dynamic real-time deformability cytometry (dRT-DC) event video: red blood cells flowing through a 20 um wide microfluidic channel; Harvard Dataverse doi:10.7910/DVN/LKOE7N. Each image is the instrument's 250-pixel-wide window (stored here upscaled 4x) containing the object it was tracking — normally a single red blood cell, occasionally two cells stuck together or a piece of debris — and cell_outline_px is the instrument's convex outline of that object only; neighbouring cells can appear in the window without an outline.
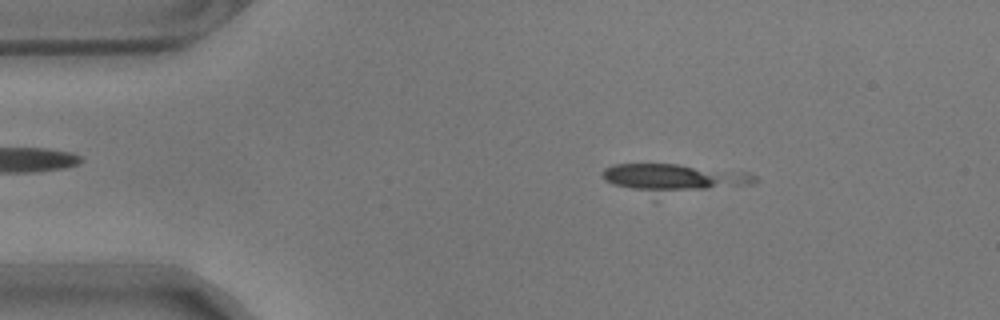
{"species": "common noctule bat (a hibernating species)", "species_latin": "Nyctalus noctula", "temperature_condition": "warm", "stored_images_in_passage": 8, "camera_frame_rate_fps": 3000, "um_per_image_px": 0.085, "animal": {"sex": "male", "body_mass_g": 17.9}, "frame": {"image": 1, "passage_image": 2, "time_ms": 0.333, "image_size_px": [1000, 320], "cell_outline_px": [[760, 180], [752, 184], [708, 188], [632, 188], [612, 184], [604, 180], [600, 172], [604, 168], [612, 164], [676, 164], [752, 172]], "centroid_in_image_um": [57.32, 14.99], "position_along_channel_um": 27.7, "area_um2": 22.6}}